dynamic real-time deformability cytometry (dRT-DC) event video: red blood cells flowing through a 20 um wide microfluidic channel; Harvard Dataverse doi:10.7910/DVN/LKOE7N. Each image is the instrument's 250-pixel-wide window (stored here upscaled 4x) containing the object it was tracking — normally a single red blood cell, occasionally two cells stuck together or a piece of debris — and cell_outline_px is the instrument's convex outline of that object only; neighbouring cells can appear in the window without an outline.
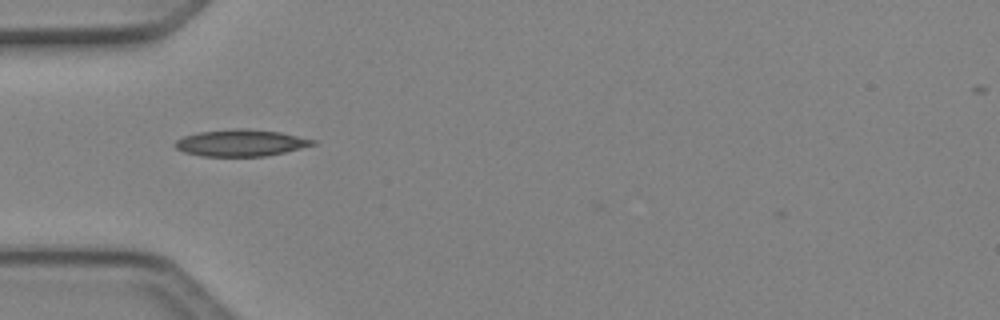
{"species": "Egyptian fruit bat (a non-hibernating species)", "species_latin": "Rousettus aegyptiacus", "temperature_condition": "cold", "stored_images_in_passage": 5, "camera_frame_rate_fps": 3000, "um_per_image_px": 0.085, "animal": {"sex": "female"}, "frame": {"image": 1, "passage_image": 2, "time_ms": 0.333, "image_size_px": [1000, 320], "cell_outline_px": [[316, 144], [284, 152], [264, 156], [204, 156], [184, 152], [176, 148], [172, 144], [176, 140], [184, 136], [200, 132], [236, 128], [244, 128], [280, 132], [316, 140]], "centroid_in_image_um": [20.45, 12.14], "position_along_channel_um": 64.5, "area_um2": 21.27}}
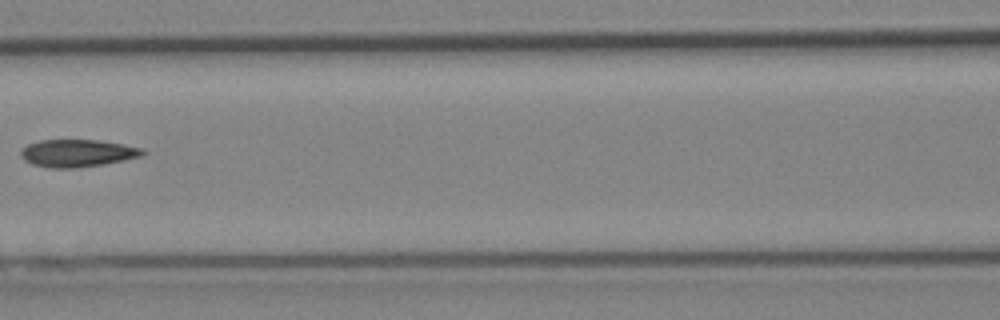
{"frame": {"image": 2, "passage_image": 4, "time_ms": 1.0, "image_size_px": [1000, 320], "cell_outline_px": [[148, 152], [144, 156], [104, 164], [76, 168], [48, 168], [32, 164], [24, 160], [20, 156], [20, 152], [28, 144], [40, 140], [96, 140], [124, 144], [144, 148]], "centroid_in_image_um": [6.63, 13.02], "position_along_channel_um": 160.0, "area_um2": 19.71}}
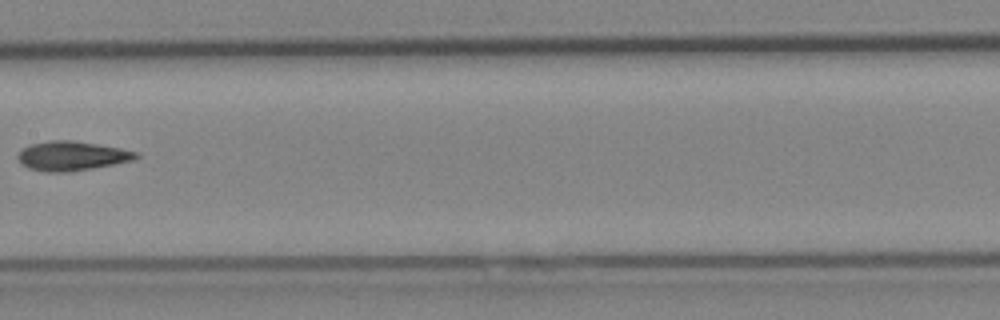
{"frame": {"image": 3, "passage_image": 5, "time_ms": 1.333, "image_size_px": [1000, 320], "cell_outline_px": [[140, 156], [136, 160], [92, 168], [68, 172], [48, 172], [28, 168], [20, 164], [16, 156], [24, 148], [32, 144], [48, 140], [72, 140], [120, 148], [140, 152]], "centroid_in_image_um": [6.13, 13.25], "position_along_channel_um": 201.3, "area_um2": 20.29}}